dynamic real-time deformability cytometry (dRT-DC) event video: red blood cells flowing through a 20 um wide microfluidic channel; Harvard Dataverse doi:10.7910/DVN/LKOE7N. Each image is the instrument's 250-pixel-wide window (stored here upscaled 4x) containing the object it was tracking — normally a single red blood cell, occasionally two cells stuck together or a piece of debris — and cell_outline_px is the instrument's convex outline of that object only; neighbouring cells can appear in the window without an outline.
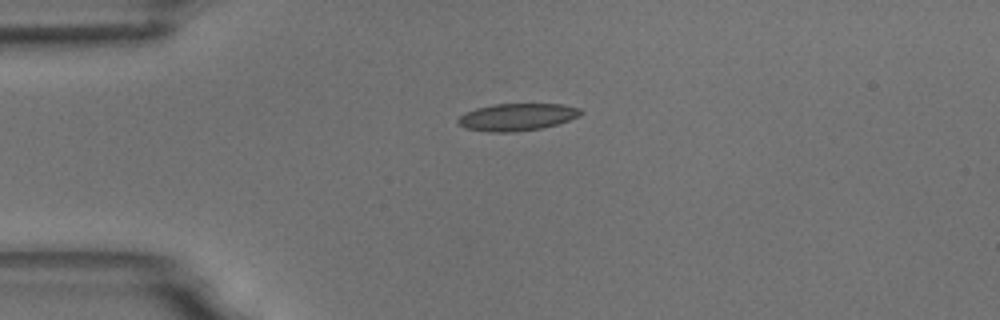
{"species": "common noctule bat (a hibernating species)", "species_latin": "Nyctalus noctula", "temperature_condition": "room temperature", "stored_images_in_passage": 4, "camera_frame_rate_fps": 3000, "um_per_image_px": 0.085, "animal": {"sex": "male", "body_mass_g": 18.8}, "frame": {"image": 1, "passage_image": 1, "time_ms": 0.0, "image_size_px": [1000, 320], "cell_outline_px": [[584, 112], [580, 116], [556, 124], [540, 128], [516, 132], [488, 132], [464, 128], [456, 120], [464, 112], [476, 108], [492, 104], [560, 104], [580, 108]], "centroid_in_image_um": [43.92, 9.94], "position_along_channel_um": 41.1, "area_um2": 19.54}}